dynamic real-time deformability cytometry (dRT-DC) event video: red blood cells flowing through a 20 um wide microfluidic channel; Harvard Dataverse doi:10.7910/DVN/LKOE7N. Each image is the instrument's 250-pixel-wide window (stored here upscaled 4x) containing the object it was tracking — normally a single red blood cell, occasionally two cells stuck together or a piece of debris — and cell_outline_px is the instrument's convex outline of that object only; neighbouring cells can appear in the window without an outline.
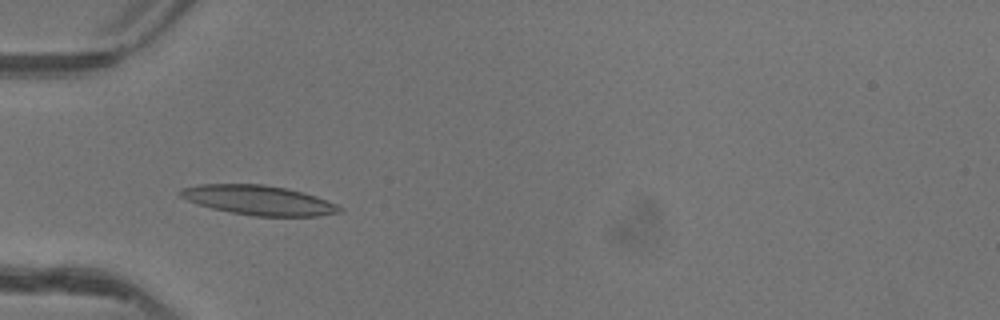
{"species": "common noctule bat (a hibernating species)", "species_latin": "Nyctalus noctula", "temperature_condition": "warm", "stored_images_in_passage": 37, "camera_frame_rate_fps": 3000, "um_per_image_px": 0.085, "animal": {"sex": "female"}, "frame": {"image": 1, "passage_image": 7, "time_ms": 2.0, "image_size_px": [1000, 320], "cell_outline_px": [[344, 212], [320, 216], [252, 216], [212, 208], [188, 200], [180, 196], [176, 192], [180, 188], [200, 184], [264, 184], [288, 188], [304, 192], [316, 196], [336, 204], [344, 208]], "centroid_in_image_um": [22.02, 17.01], "position_along_channel_um": 63.0, "area_um2": 27.63}}
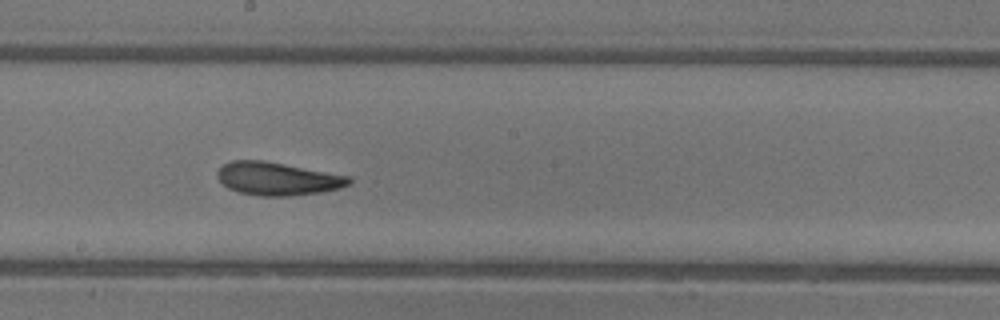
{"frame": {"image": 2, "passage_image": 19, "time_ms": 6.0, "image_size_px": [1000, 320], "cell_outline_px": [[352, 184], [340, 188], [320, 192], [288, 196], [260, 196], [240, 192], [228, 188], [216, 176], [216, 172], [224, 164], [232, 160], [264, 160], [352, 176]], "centroid_in_image_um": [23.63, 15.18], "position_along_channel_um": 224.6, "area_um2": 25.49}}
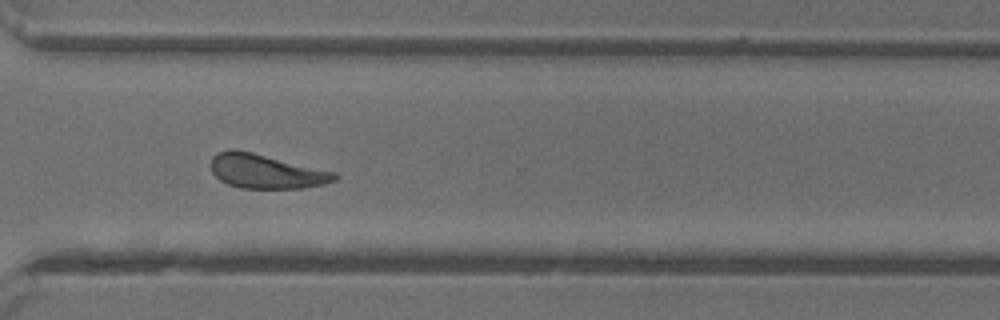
{"frame": {"image": 3, "passage_image": 28, "time_ms": 9.0, "image_size_px": [1000, 320], "cell_outline_px": [[340, 176], [336, 180], [324, 184], [304, 188], [240, 188], [228, 184], [220, 180], [212, 172], [212, 156], [216, 152], [232, 148], [236, 148], [336, 172]], "centroid_in_image_um": [22.62, 14.55], "position_along_channel_um": 348.0, "area_um2": 24.85}, "authors_computed_cell_mechanics": {"area_um2": 24.9118, "velocity_mm_per_s": 4.1141, "shape_relaxation_time_tau1_ms": 3.3362, "shape_relaxation_time_tau2_ms": 1.9312, "deformation_change_tau1": 0.1333, "deformation_change_tau2": 0.0887}}